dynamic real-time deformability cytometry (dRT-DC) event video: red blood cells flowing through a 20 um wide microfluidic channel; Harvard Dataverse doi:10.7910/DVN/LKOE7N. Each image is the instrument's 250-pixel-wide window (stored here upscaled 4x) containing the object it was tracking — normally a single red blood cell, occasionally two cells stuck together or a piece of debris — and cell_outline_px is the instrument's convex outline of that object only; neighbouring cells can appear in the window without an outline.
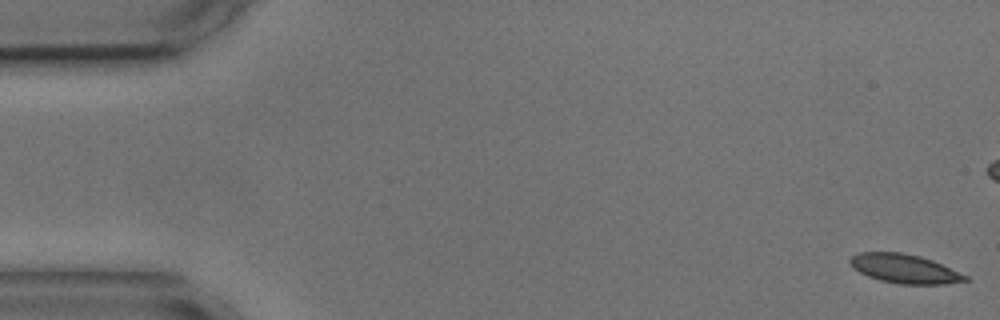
{"species": "common noctule bat (a hibernating species)", "species_latin": "Nyctalus noctula", "temperature_condition": "cold", "stored_images_in_passage": 6, "camera_frame_rate_fps": 3000, "um_per_image_px": 0.085, "animal": {"sex": "male", "body_mass_g": 17.9, "forearm_length_mm": 54.2}, "frame": {"image": 1, "passage_image": 1, "time_ms": 0.0, "image_size_px": [1000, 320], "cell_outline_px": [[972, 280], [944, 284], [900, 284], [880, 280], [868, 276], [852, 268], [848, 260], [852, 256], [860, 252], [900, 252], [920, 256], [932, 260], [968, 276]], "centroid_in_image_um": [76.88, 22.84], "position_along_channel_um": 8.1, "area_um2": 19.48}}